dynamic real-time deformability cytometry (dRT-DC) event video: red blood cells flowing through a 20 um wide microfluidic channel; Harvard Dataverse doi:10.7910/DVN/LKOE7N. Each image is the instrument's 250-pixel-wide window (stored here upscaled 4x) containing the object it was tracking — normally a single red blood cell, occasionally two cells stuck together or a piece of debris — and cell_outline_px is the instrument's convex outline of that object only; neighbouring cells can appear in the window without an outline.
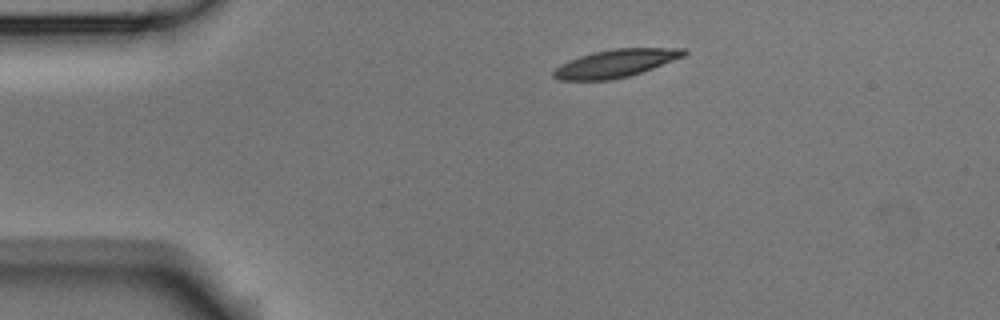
{"species": "Egyptian fruit bat (a non-hibernating species)", "species_latin": "Rousettus aegyptiacus", "temperature_condition": "room temperature", "stored_images_in_passage": 6, "camera_frame_rate_fps": 3000, "um_per_image_px": 0.085, "animal": {"sex": "male"}, "frame": {"image": 1, "passage_image": 1, "time_ms": 0.0, "image_size_px": [1000, 320], "cell_outline_px": [[688, 52], [684, 56], [652, 68], [628, 76], [608, 80], [560, 80], [552, 76], [552, 72], [560, 64], [568, 60], [592, 52], [616, 48], [684, 48]], "centroid_in_image_um": [52.3, 5.38], "position_along_channel_um": 32.7, "area_um2": 20.98}}
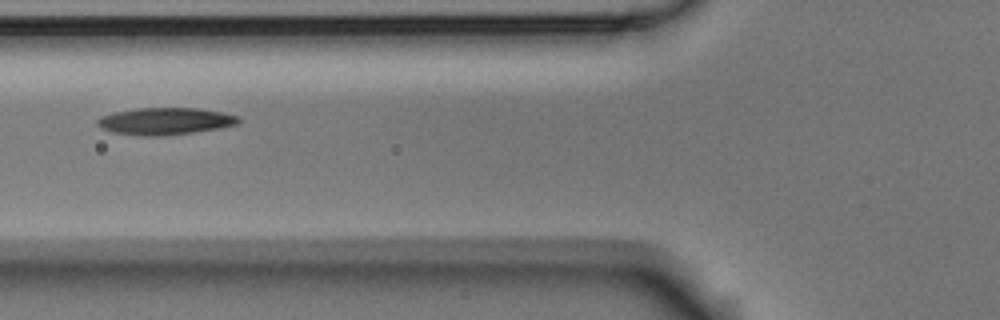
{"frame": {"image": 2, "passage_image": 4, "time_ms": 1.0, "image_size_px": [1000, 320], "cell_outline_px": [[240, 124], [220, 128], [192, 132], [160, 136], [144, 136], [112, 132], [100, 128], [96, 124], [96, 120], [100, 116], [116, 112], [136, 108], [200, 108], [224, 112], [240, 116]], "centroid_in_image_um": [14.06, 10.29], "position_along_channel_um": 111.7, "area_um2": 22.43}}
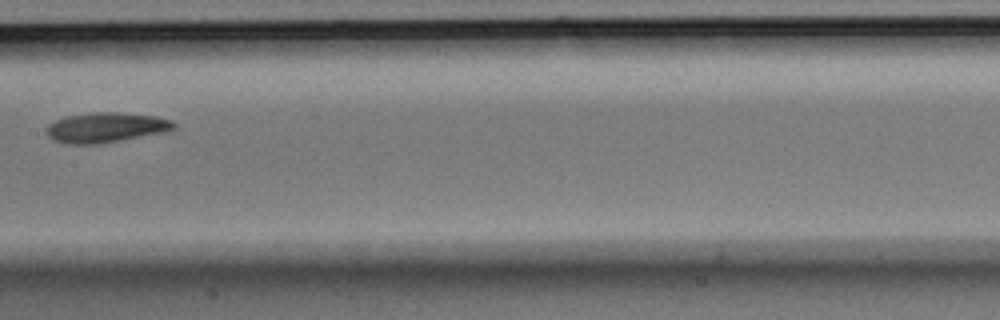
{"frame": {"image": 3, "passage_image": 6, "time_ms": 1.667, "image_size_px": [1000, 320], "cell_outline_px": [[176, 128], [164, 132], [120, 140], [96, 144], [68, 144], [52, 140], [48, 136], [48, 124], [64, 116], [92, 112], [120, 112], [156, 116], [172, 120], [176, 124]], "centroid_in_image_um": [9.0, 10.82], "position_along_channel_um": 198.4, "area_um2": 22.25}}